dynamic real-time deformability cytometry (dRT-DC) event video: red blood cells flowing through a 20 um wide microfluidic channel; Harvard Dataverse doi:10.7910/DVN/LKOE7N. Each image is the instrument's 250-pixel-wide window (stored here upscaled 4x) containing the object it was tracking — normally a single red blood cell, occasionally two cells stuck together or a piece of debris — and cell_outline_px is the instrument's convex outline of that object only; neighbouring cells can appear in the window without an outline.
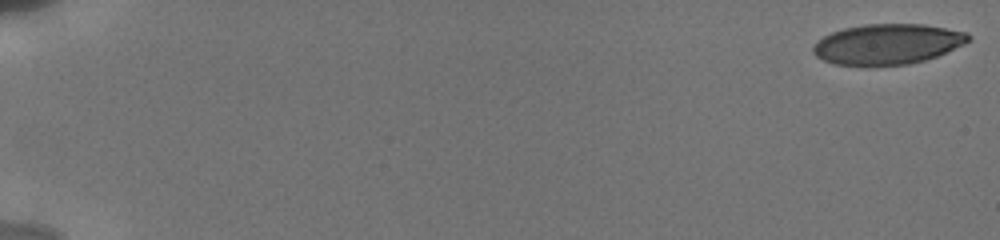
{"species": "human", "species_latin": "Homo sapiens", "temperature_condition": "cold", "stored_images_in_passage": 33, "camera_frame_rate_fps": 3000, "um_per_image_px": 0.085, "donor": {"sex": "male"}, "frame": {"image": 1, "passage_image": 1, "time_ms": 0.0, "image_size_px": [1000, 240], "cell_outline_px": [[972, 40], [964, 44], [936, 56], [924, 60], [908, 64], [836, 64], [824, 60], [816, 56], [812, 52], [812, 48], [824, 36], [832, 32], [844, 28], [864, 24], [924, 24], [968, 32], [972, 36]], "centroid_in_image_um": [75.49, 3.72], "position_along_channel_um": 9.5, "area_um2": 36.07}}
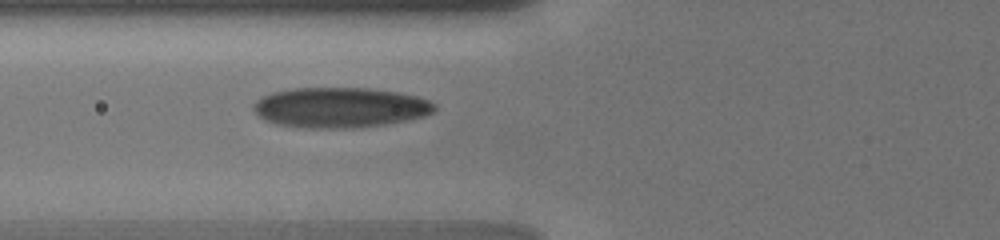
{"frame": {"image": 2, "passage_image": 24, "time_ms": 7.333, "image_size_px": [1000, 240], "cell_outline_px": [[436, 108], [432, 112], [424, 116], [408, 120], [384, 124], [352, 128], [308, 128], [276, 124], [264, 120], [252, 108], [252, 104], [256, 100], [272, 92], [292, 88], [368, 88], [396, 92], [416, 96], [428, 100], [436, 104]], "centroid_in_image_um": [28.88, 9.14], "position_along_channel_um": 96.9, "area_um2": 42.43}}
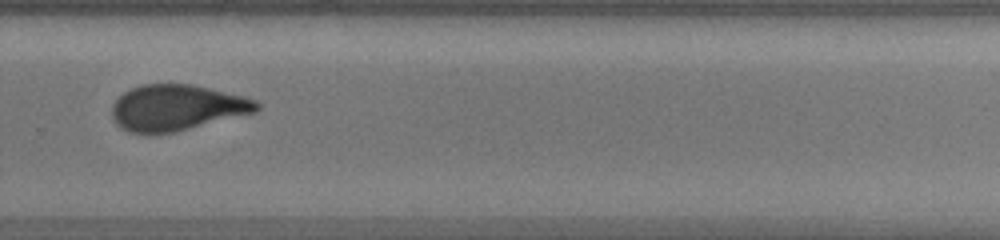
{"frame": {"image": 3, "passage_image": 32, "time_ms": 13.0, "image_size_px": [1000, 240], "cell_outline_px": [[260, 108], [256, 112], [176, 132], [148, 136], [128, 132], [120, 128], [116, 124], [112, 116], [112, 104], [124, 92], [132, 88], [144, 84], [192, 84], [244, 96], [256, 100], [260, 104]], "centroid_in_image_um": [15.01, 9.18], "position_along_channel_um": 314.8, "area_um2": 39.25}}